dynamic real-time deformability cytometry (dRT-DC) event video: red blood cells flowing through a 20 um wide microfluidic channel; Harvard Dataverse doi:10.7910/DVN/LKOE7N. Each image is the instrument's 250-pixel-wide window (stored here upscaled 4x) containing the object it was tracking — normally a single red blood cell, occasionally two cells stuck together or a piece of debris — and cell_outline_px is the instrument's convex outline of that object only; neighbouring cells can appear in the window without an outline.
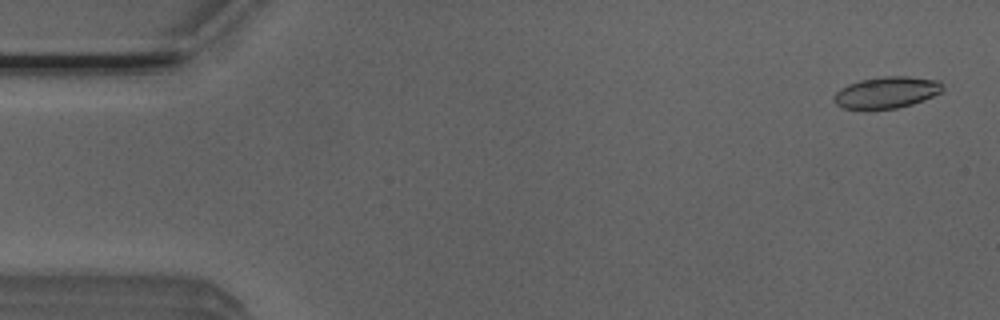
{"species": "Egyptian fruit bat (a non-hibernating species)", "species_latin": "Rousettus aegyptiacus", "temperature_condition": "room temperature", "stored_images_in_passage": 52, "camera_frame_rate_fps": 3000, "um_per_image_px": 0.085, "animal": {"sex": "male"}, "frame": {"image": 1, "passage_image": 2, "time_ms": 0.333, "image_size_px": [1000, 320], "cell_outline_px": [[944, 92], [924, 100], [912, 104], [896, 108], [844, 108], [836, 104], [832, 100], [832, 96], [840, 88], [848, 84], [860, 80], [884, 76], [908, 76], [940, 80], [944, 84]], "centroid_in_image_um": [75.41, 7.83], "position_along_channel_um": 9.6, "area_um2": 20.11}}
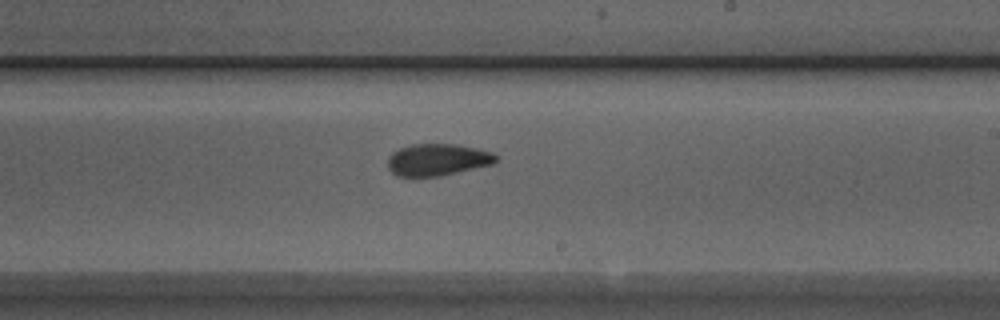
{"frame": {"image": 2, "passage_image": 30, "time_ms": 9.667, "image_size_px": [1000, 320], "cell_outline_px": [[500, 156], [492, 164], [440, 176], [396, 176], [388, 168], [388, 156], [392, 152], [400, 148], [412, 144], [456, 144], [476, 148], [492, 152]], "centroid_in_image_um": [37.18, 13.57], "position_along_channel_um": 251.8, "area_um2": 20.11}}
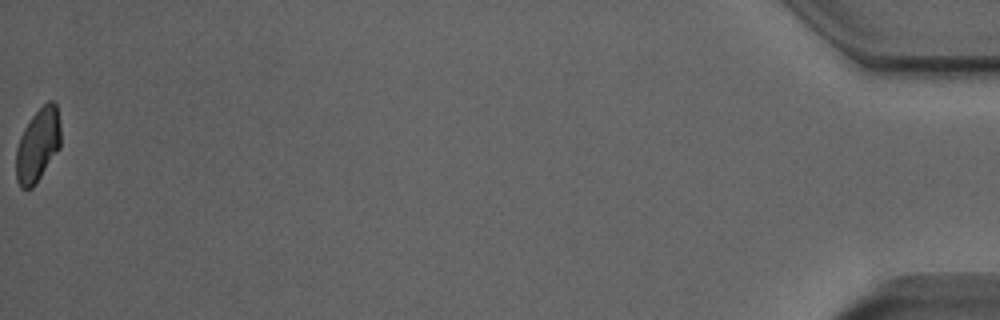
{"frame": {"image": 3, "passage_image": 52, "time_ms": 17.0, "image_size_px": [1000, 320], "cell_outline_px": [[60, 148], [36, 184], [32, 188], [20, 188], [16, 180], [16, 148], [20, 136], [24, 128], [32, 116], [48, 100], [56, 100], [60, 124]], "centroid_in_image_um": [3.22, 12.33], "position_along_channel_um": 432.0, "area_um2": 19.31}, "authors_computed_cell_mechanics": {"area_um2": 20.519, "velocity_mm_per_s": 3.9348, "shape_relaxation_time_tau1_ms": 6.8509, "shape_relaxation_time_tau2_ms": 1.376, "deformation_change_tau1": 0.139, "deformation_change_tau2": 0.0526}}